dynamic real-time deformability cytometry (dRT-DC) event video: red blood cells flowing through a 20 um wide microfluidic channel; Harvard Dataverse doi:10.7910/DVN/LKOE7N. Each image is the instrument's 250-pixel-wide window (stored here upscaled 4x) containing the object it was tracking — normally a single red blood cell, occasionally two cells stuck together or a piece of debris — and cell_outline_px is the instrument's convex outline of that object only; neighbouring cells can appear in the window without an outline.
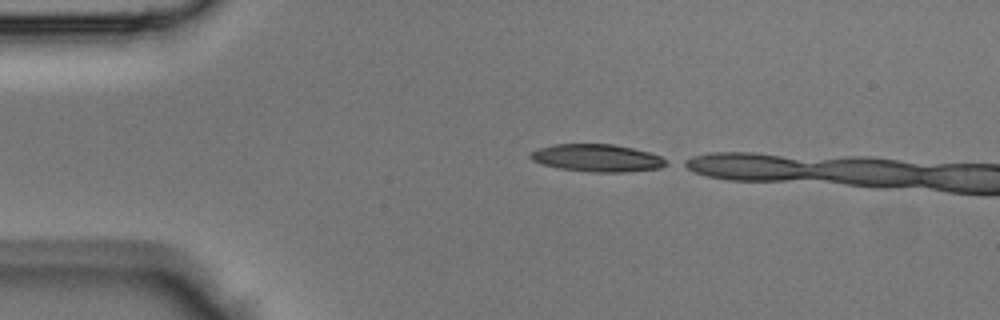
{"species": "Egyptian fruit bat (a non-hibernating species)", "species_latin": "Rousettus aegyptiacus", "temperature_condition": "room temperature", "stored_images_in_passage": 5, "camera_frame_rate_fps": 3000, "um_per_image_px": 0.085, "animal": {"sex": "male"}, "frame": {"image": 1, "passage_image": 1, "time_ms": 0.0, "image_size_px": [1000, 320], "cell_outline_px": [[668, 164], [660, 168], [624, 172], [596, 172], [560, 168], [540, 164], [532, 160], [528, 156], [532, 152], [540, 148], [552, 144], [612, 144], [632, 148], [648, 152], [660, 156], [668, 160]], "centroid_in_image_um": [50.76, 13.43], "position_along_channel_um": 34.2, "area_um2": 21.62}}